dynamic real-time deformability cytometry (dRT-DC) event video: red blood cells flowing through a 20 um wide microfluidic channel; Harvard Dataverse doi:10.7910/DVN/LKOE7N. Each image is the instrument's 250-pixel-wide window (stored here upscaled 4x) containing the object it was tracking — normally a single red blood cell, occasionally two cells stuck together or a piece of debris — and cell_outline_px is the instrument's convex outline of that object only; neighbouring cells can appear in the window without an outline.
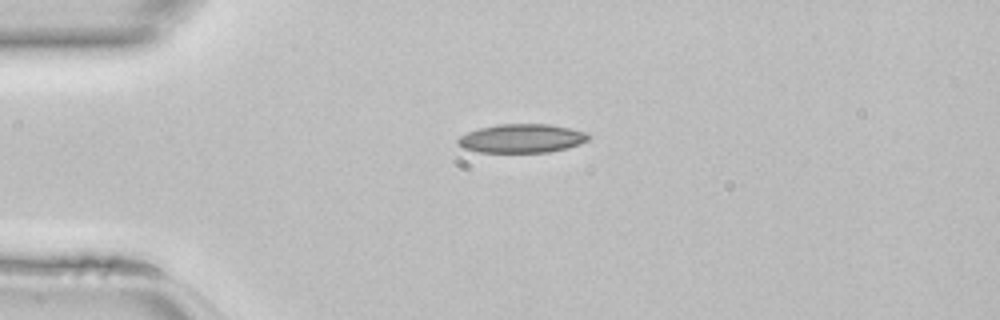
{"species": "common noctule bat (a hibernating species)", "species_latin": "Nyctalus noctula", "temperature_condition": "room temperature", "stored_images_in_passage": 35, "camera_frame_rate_fps": 3000, "um_per_image_px": 0.085, "animal": {"sex": "female", "body_mass_g": 22.7, "forearm_length_mm": 54.2}, "frame": {"image": 1, "passage_image": 1, "time_ms": 0.0, "image_size_px": [1000, 320], "cell_outline_px": [[592, 136], [588, 140], [580, 144], [548, 152], [480, 152], [464, 148], [456, 144], [456, 140], [460, 136], [468, 132], [480, 128], [496, 124], [548, 124], [588, 132]], "centroid_in_image_um": [44.35, 11.76], "position_along_channel_um": 40.7, "area_um2": 21.85}}
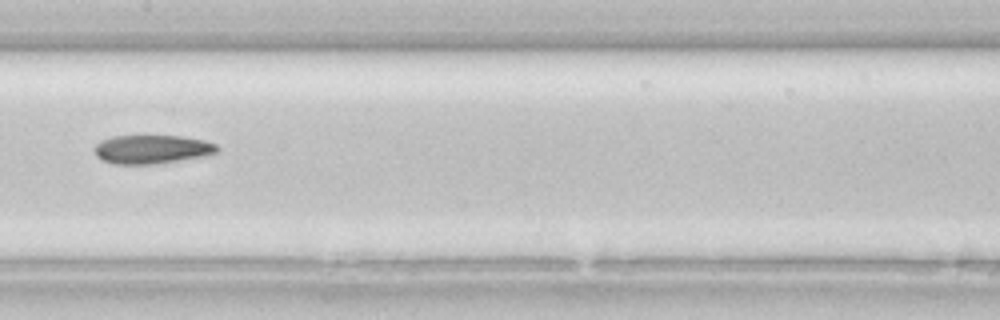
{"frame": {"image": 2, "passage_image": 13, "time_ms": 4.0, "image_size_px": [1000, 320], "cell_outline_px": [[220, 148], [216, 152], [204, 156], [152, 164], [116, 164], [100, 160], [96, 156], [96, 144], [100, 140], [112, 136], [180, 136], [204, 140], [216, 144]], "centroid_in_image_um": [12.9, 12.68], "position_along_channel_um": 194.5, "area_um2": 20.4}}
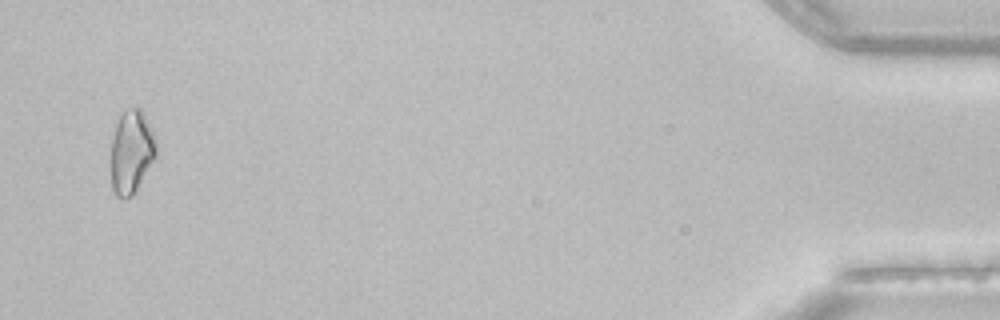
{"frame": {"image": 3, "passage_image": 34, "time_ms": 11.0, "image_size_px": [1000, 320], "cell_outline_px": [[156, 156], [132, 196], [124, 200], [120, 200], [116, 196], [112, 188], [108, 160], [112, 140], [116, 124], [120, 116], [128, 108], [140, 108], [144, 112], [152, 128], [156, 140]], "centroid_in_image_um": [11.13, 12.94], "position_along_channel_um": 424.1, "area_um2": 22.6}}